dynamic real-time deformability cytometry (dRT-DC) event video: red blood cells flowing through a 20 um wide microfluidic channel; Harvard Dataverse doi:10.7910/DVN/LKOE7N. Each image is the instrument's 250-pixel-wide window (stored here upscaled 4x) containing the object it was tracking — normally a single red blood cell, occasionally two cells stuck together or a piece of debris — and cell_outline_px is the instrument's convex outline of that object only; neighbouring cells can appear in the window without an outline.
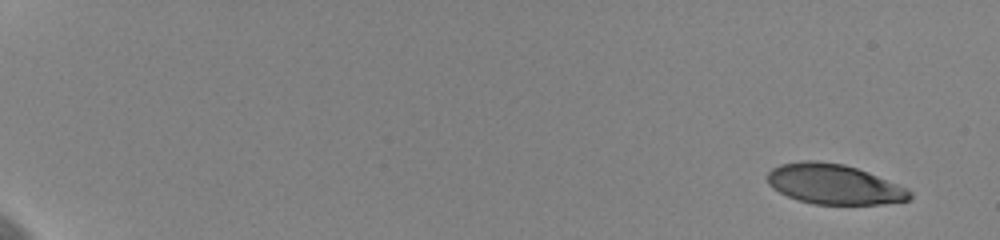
{"species": "human", "species_latin": "Homo sapiens", "temperature_condition": "cold", "stored_images_in_passage": 56, "camera_frame_rate_fps": 3000, "um_per_image_px": 0.085, "donor": {"sex": "female"}, "frame": {"image": 1, "passage_image": 1, "time_ms": 0.0, "image_size_px": [1000, 240], "cell_outline_px": [[912, 196], [908, 200], [884, 204], [812, 204], [788, 196], [772, 188], [768, 184], [768, 172], [772, 168], [780, 164], [800, 160], [816, 160], [844, 164], [856, 168], [908, 188], [912, 192]], "centroid_in_image_um": [70.88, 15.65], "position_along_channel_um": 14.1, "area_um2": 33.18}}
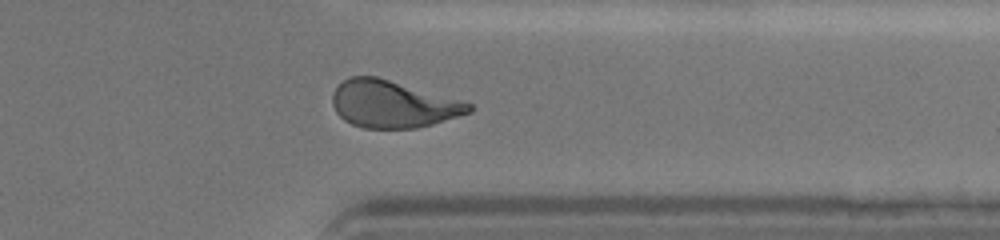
{"frame": {"image": 2, "passage_image": 47, "time_ms": 15.333, "image_size_px": [1000, 240], "cell_outline_px": [[472, 112], [432, 124], [416, 128], [364, 128], [352, 124], [344, 120], [336, 112], [332, 104], [332, 96], [336, 88], [348, 76], [376, 76], [460, 100], [472, 104]], "centroid_in_image_um": [33.37, 8.85], "position_along_channel_um": 378.0, "area_um2": 37.17}}
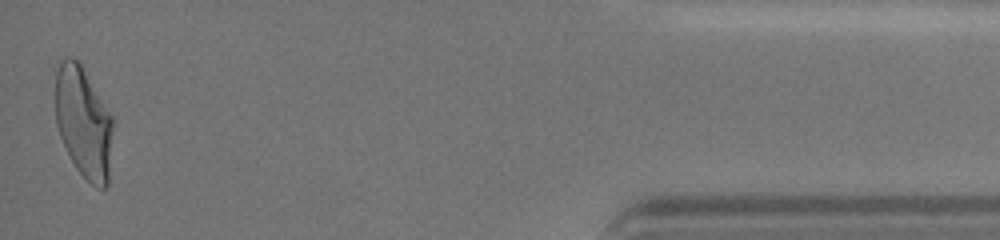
{"frame": {"image": 3, "passage_image": 56, "time_ms": 18.333, "image_size_px": [1000, 240], "cell_outline_px": [[116, 124], [108, 184], [104, 188], [100, 188], [92, 184], [76, 168], [60, 136], [56, 124], [56, 72], [60, 60], [64, 56], [72, 56], [80, 64], [112, 116]], "centroid_in_image_um": [7.14, 10.42], "position_along_channel_um": 428.1, "area_um2": 37.57}, "authors_computed_cell_mechanics": {"area_um2": 36.9342, "velocity_mm_per_s": 3.6195, "shape_relaxation_time_tau1_ms": 4.7193, "shape_relaxation_time_tau2_ms": 1.5912, "deformation_change_tau1": 0.1889, "deformation_change_tau2": 0.094}}